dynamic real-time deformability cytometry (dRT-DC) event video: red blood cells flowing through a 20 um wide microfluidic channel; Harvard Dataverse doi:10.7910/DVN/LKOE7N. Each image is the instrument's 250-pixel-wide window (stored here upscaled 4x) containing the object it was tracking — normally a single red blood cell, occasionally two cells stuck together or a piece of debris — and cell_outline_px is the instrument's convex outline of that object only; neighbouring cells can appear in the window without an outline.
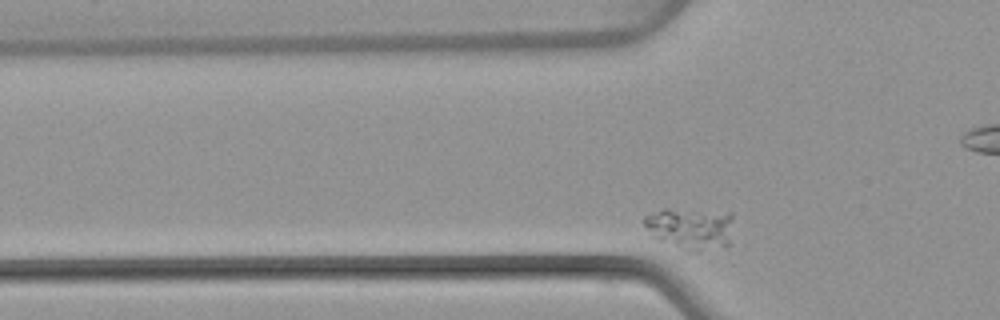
{"species": "common noctule bat (a hibernating species)", "species_latin": "Nyctalus noctula", "temperature_condition": "warm", "stored_images_in_passage": 51, "camera_frame_rate_fps": 3000, "um_per_image_px": 0.085, "animal": {"sex": "female", "body_mass_g": 22.7, "forearm_length_mm": 54.2}, "frame": {"image": 1, "passage_image": 12, "time_ms": 3.667, "image_size_px": [1000, 320], "cell_outline_px": [[732, 216], [728, 248], [688, 252], [660, 240], [644, 224], [644, 216], [664, 208], [668, 208], [732, 212]], "centroid_in_image_um": [58.75, 19.41], "position_along_channel_um": 67.1, "area_um2": 21.79}}
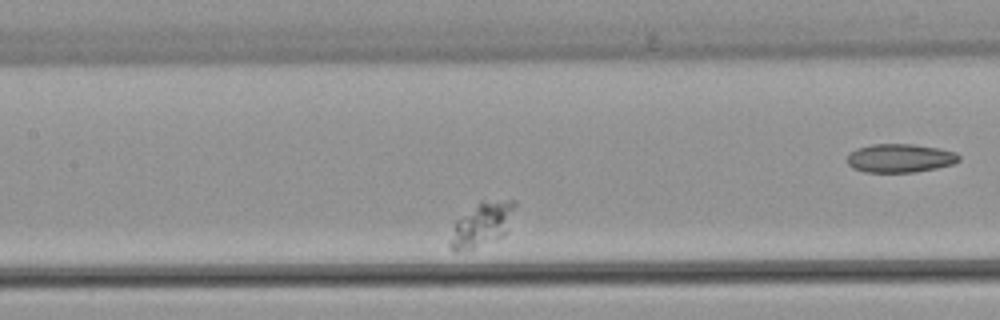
{"frame": {"image": 2, "passage_image": 21, "time_ms": 6.667, "image_size_px": [1000, 320], "cell_outline_px": [[516, 204], [504, 236], [472, 248], [456, 252], [452, 252], [448, 244], [452, 228], [456, 220], [480, 204], [508, 200], [516, 200]], "centroid_in_image_um": [40.92, 19.14], "position_along_channel_um": 166.5, "area_um2": 15.9}}
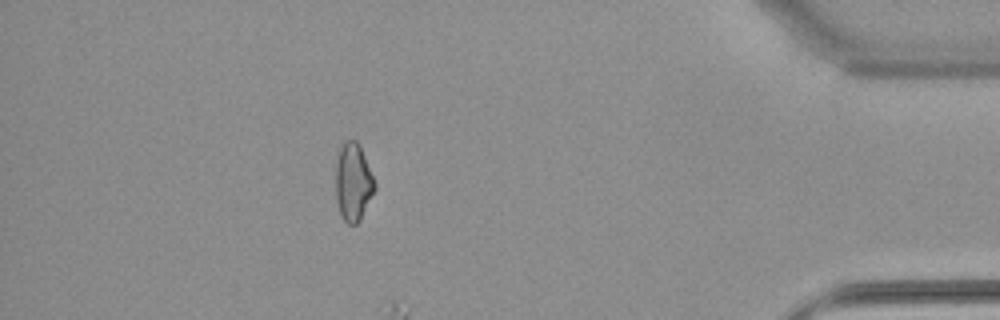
{"frame": {"image": 3, "passage_image": 45, "time_ms": 14.667, "image_size_px": [1000, 320], "cell_outline_px": [[376, 188], [360, 220], [356, 224], [348, 224], [340, 216], [336, 200], [336, 164], [340, 148], [344, 140], [356, 140], [360, 144], [376, 184]], "centroid_in_image_um": [30.02, 15.48], "position_along_channel_um": 405.2, "area_um2": 17.8}}